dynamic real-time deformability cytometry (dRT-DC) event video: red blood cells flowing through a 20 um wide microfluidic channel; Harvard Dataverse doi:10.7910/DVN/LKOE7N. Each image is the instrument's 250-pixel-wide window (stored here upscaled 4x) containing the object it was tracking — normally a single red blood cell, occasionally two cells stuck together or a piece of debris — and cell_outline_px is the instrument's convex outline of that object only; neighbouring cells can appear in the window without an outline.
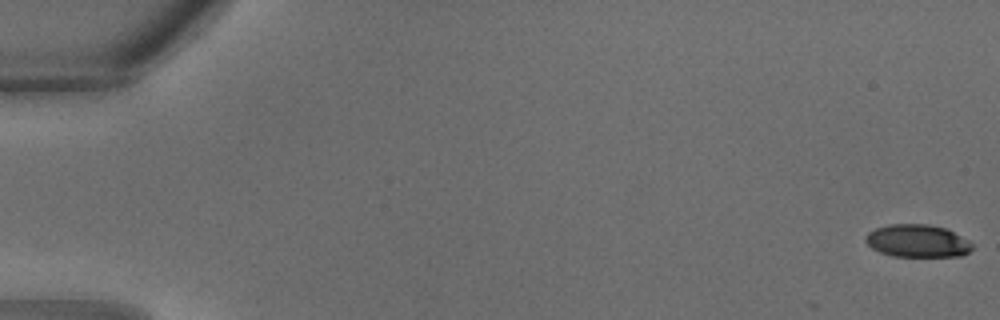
{"species": "common noctule bat (a hibernating species)", "species_latin": "Nyctalus noctula", "temperature_condition": "warm", "stored_images_in_passage": 11, "camera_frame_rate_fps": 3000, "um_per_image_px": 0.085, "animal": {"sex": "male", "body_mass_g": 18.8}, "frame": {"image": 1, "passage_image": 1, "time_ms": 0.0, "image_size_px": [1000, 320], "cell_outline_px": [[972, 248], [964, 256], [892, 256], [880, 252], [872, 248], [864, 240], [864, 236], [868, 232], [876, 228], [888, 224], [928, 224], [948, 228], [968, 240], [972, 244]], "centroid_in_image_um": [77.98, 20.47], "position_along_channel_um": 7.0, "area_um2": 20.46}}